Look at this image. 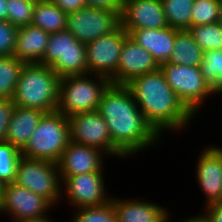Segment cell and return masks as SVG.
I'll list each match as a JSON object with an SVG mask.
<instances>
[{
  "label": "cell",
  "instance_id": "cell-15",
  "mask_svg": "<svg viewBox=\"0 0 222 222\" xmlns=\"http://www.w3.org/2000/svg\"><path fill=\"white\" fill-rule=\"evenodd\" d=\"M105 156L104 152L96 148L70 141L57 163L61 181L70 176L104 172Z\"/></svg>",
  "mask_w": 222,
  "mask_h": 222
},
{
  "label": "cell",
  "instance_id": "cell-33",
  "mask_svg": "<svg viewBox=\"0 0 222 222\" xmlns=\"http://www.w3.org/2000/svg\"><path fill=\"white\" fill-rule=\"evenodd\" d=\"M14 107L12 99H0V142L6 141L7 129Z\"/></svg>",
  "mask_w": 222,
  "mask_h": 222
},
{
  "label": "cell",
  "instance_id": "cell-17",
  "mask_svg": "<svg viewBox=\"0 0 222 222\" xmlns=\"http://www.w3.org/2000/svg\"><path fill=\"white\" fill-rule=\"evenodd\" d=\"M203 149L196 160L195 180L206 196L203 203L205 207L222 201V164L219 155L209 145Z\"/></svg>",
  "mask_w": 222,
  "mask_h": 222
},
{
  "label": "cell",
  "instance_id": "cell-13",
  "mask_svg": "<svg viewBox=\"0 0 222 222\" xmlns=\"http://www.w3.org/2000/svg\"><path fill=\"white\" fill-rule=\"evenodd\" d=\"M128 36L120 25L112 33L85 45L87 74L103 76L110 80L117 71L121 48Z\"/></svg>",
  "mask_w": 222,
  "mask_h": 222
},
{
  "label": "cell",
  "instance_id": "cell-22",
  "mask_svg": "<svg viewBox=\"0 0 222 222\" xmlns=\"http://www.w3.org/2000/svg\"><path fill=\"white\" fill-rule=\"evenodd\" d=\"M203 54V49L193 39L188 30H177L174 47L167 63L200 67Z\"/></svg>",
  "mask_w": 222,
  "mask_h": 222
},
{
  "label": "cell",
  "instance_id": "cell-23",
  "mask_svg": "<svg viewBox=\"0 0 222 222\" xmlns=\"http://www.w3.org/2000/svg\"><path fill=\"white\" fill-rule=\"evenodd\" d=\"M67 16L51 0L36 2L32 25L48 33H56L67 29Z\"/></svg>",
  "mask_w": 222,
  "mask_h": 222
},
{
  "label": "cell",
  "instance_id": "cell-16",
  "mask_svg": "<svg viewBox=\"0 0 222 222\" xmlns=\"http://www.w3.org/2000/svg\"><path fill=\"white\" fill-rule=\"evenodd\" d=\"M121 26L129 34L134 29L168 27L161 0H126L120 17Z\"/></svg>",
  "mask_w": 222,
  "mask_h": 222
},
{
  "label": "cell",
  "instance_id": "cell-14",
  "mask_svg": "<svg viewBox=\"0 0 222 222\" xmlns=\"http://www.w3.org/2000/svg\"><path fill=\"white\" fill-rule=\"evenodd\" d=\"M159 68L152 54L128 36L121 48L117 71L110 82L115 85H126L134 77L157 71Z\"/></svg>",
  "mask_w": 222,
  "mask_h": 222
},
{
  "label": "cell",
  "instance_id": "cell-9",
  "mask_svg": "<svg viewBox=\"0 0 222 222\" xmlns=\"http://www.w3.org/2000/svg\"><path fill=\"white\" fill-rule=\"evenodd\" d=\"M52 209L55 207L47 199L14 182L3 186L1 216L7 215L11 220L51 219L48 212Z\"/></svg>",
  "mask_w": 222,
  "mask_h": 222
},
{
  "label": "cell",
  "instance_id": "cell-27",
  "mask_svg": "<svg viewBox=\"0 0 222 222\" xmlns=\"http://www.w3.org/2000/svg\"><path fill=\"white\" fill-rule=\"evenodd\" d=\"M188 31L203 51L222 50V25L219 22L191 26Z\"/></svg>",
  "mask_w": 222,
  "mask_h": 222
},
{
  "label": "cell",
  "instance_id": "cell-26",
  "mask_svg": "<svg viewBox=\"0 0 222 222\" xmlns=\"http://www.w3.org/2000/svg\"><path fill=\"white\" fill-rule=\"evenodd\" d=\"M203 78L217 95L222 94V50L204 51L201 62Z\"/></svg>",
  "mask_w": 222,
  "mask_h": 222
},
{
  "label": "cell",
  "instance_id": "cell-2",
  "mask_svg": "<svg viewBox=\"0 0 222 222\" xmlns=\"http://www.w3.org/2000/svg\"><path fill=\"white\" fill-rule=\"evenodd\" d=\"M126 86L147 123L160 136L187 129L195 116L167 84L161 69L134 77Z\"/></svg>",
  "mask_w": 222,
  "mask_h": 222
},
{
  "label": "cell",
  "instance_id": "cell-4",
  "mask_svg": "<svg viewBox=\"0 0 222 222\" xmlns=\"http://www.w3.org/2000/svg\"><path fill=\"white\" fill-rule=\"evenodd\" d=\"M69 142L68 117L58 110L45 113L21 150V156L58 163Z\"/></svg>",
  "mask_w": 222,
  "mask_h": 222
},
{
  "label": "cell",
  "instance_id": "cell-21",
  "mask_svg": "<svg viewBox=\"0 0 222 222\" xmlns=\"http://www.w3.org/2000/svg\"><path fill=\"white\" fill-rule=\"evenodd\" d=\"M44 114L45 112L38 109L15 106L10 117L6 141L21 151Z\"/></svg>",
  "mask_w": 222,
  "mask_h": 222
},
{
  "label": "cell",
  "instance_id": "cell-7",
  "mask_svg": "<svg viewBox=\"0 0 222 222\" xmlns=\"http://www.w3.org/2000/svg\"><path fill=\"white\" fill-rule=\"evenodd\" d=\"M40 64L50 66L59 78L85 75L86 47L67 29L51 33Z\"/></svg>",
  "mask_w": 222,
  "mask_h": 222
},
{
  "label": "cell",
  "instance_id": "cell-20",
  "mask_svg": "<svg viewBox=\"0 0 222 222\" xmlns=\"http://www.w3.org/2000/svg\"><path fill=\"white\" fill-rule=\"evenodd\" d=\"M49 37L50 33L32 24L19 27L13 56L24 63H40Z\"/></svg>",
  "mask_w": 222,
  "mask_h": 222
},
{
  "label": "cell",
  "instance_id": "cell-8",
  "mask_svg": "<svg viewBox=\"0 0 222 222\" xmlns=\"http://www.w3.org/2000/svg\"><path fill=\"white\" fill-rule=\"evenodd\" d=\"M14 183L41 195L54 207L62 200V181L57 163L21 157Z\"/></svg>",
  "mask_w": 222,
  "mask_h": 222
},
{
  "label": "cell",
  "instance_id": "cell-43",
  "mask_svg": "<svg viewBox=\"0 0 222 222\" xmlns=\"http://www.w3.org/2000/svg\"><path fill=\"white\" fill-rule=\"evenodd\" d=\"M50 222H54V221L52 220V217H51V219H50ZM71 222H75L74 218L71 219Z\"/></svg>",
  "mask_w": 222,
  "mask_h": 222
},
{
  "label": "cell",
  "instance_id": "cell-29",
  "mask_svg": "<svg viewBox=\"0 0 222 222\" xmlns=\"http://www.w3.org/2000/svg\"><path fill=\"white\" fill-rule=\"evenodd\" d=\"M21 151L9 142H0V181L3 185L13 183Z\"/></svg>",
  "mask_w": 222,
  "mask_h": 222
},
{
  "label": "cell",
  "instance_id": "cell-34",
  "mask_svg": "<svg viewBox=\"0 0 222 222\" xmlns=\"http://www.w3.org/2000/svg\"><path fill=\"white\" fill-rule=\"evenodd\" d=\"M88 7H93L109 12L122 13V0H85Z\"/></svg>",
  "mask_w": 222,
  "mask_h": 222
},
{
  "label": "cell",
  "instance_id": "cell-38",
  "mask_svg": "<svg viewBox=\"0 0 222 222\" xmlns=\"http://www.w3.org/2000/svg\"><path fill=\"white\" fill-rule=\"evenodd\" d=\"M7 0H0V20L6 21L7 20Z\"/></svg>",
  "mask_w": 222,
  "mask_h": 222
},
{
  "label": "cell",
  "instance_id": "cell-18",
  "mask_svg": "<svg viewBox=\"0 0 222 222\" xmlns=\"http://www.w3.org/2000/svg\"><path fill=\"white\" fill-rule=\"evenodd\" d=\"M112 195L117 222H168L169 209L151 200L116 198Z\"/></svg>",
  "mask_w": 222,
  "mask_h": 222
},
{
  "label": "cell",
  "instance_id": "cell-30",
  "mask_svg": "<svg viewBox=\"0 0 222 222\" xmlns=\"http://www.w3.org/2000/svg\"><path fill=\"white\" fill-rule=\"evenodd\" d=\"M35 5L32 0H7V21L18 28L32 24Z\"/></svg>",
  "mask_w": 222,
  "mask_h": 222
},
{
  "label": "cell",
  "instance_id": "cell-5",
  "mask_svg": "<svg viewBox=\"0 0 222 222\" xmlns=\"http://www.w3.org/2000/svg\"><path fill=\"white\" fill-rule=\"evenodd\" d=\"M110 84L108 78L94 74L60 78L57 110L66 117L97 111L103 92Z\"/></svg>",
  "mask_w": 222,
  "mask_h": 222
},
{
  "label": "cell",
  "instance_id": "cell-28",
  "mask_svg": "<svg viewBox=\"0 0 222 222\" xmlns=\"http://www.w3.org/2000/svg\"><path fill=\"white\" fill-rule=\"evenodd\" d=\"M74 210L75 222H117L112 200L99 206H85Z\"/></svg>",
  "mask_w": 222,
  "mask_h": 222
},
{
  "label": "cell",
  "instance_id": "cell-37",
  "mask_svg": "<svg viewBox=\"0 0 222 222\" xmlns=\"http://www.w3.org/2000/svg\"><path fill=\"white\" fill-rule=\"evenodd\" d=\"M171 212H169L168 215V222H172V217H171ZM179 222H211L209 217L207 216V214L205 212H201L200 214H197L196 216H188L183 219H181V221Z\"/></svg>",
  "mask_w": 222,
  "mask_h": 222
},
{
  "label": "cell",
  "instance_id": "cell-11",
  "mask_svg": "<svg viewBox=\"0 0 222 222\" xmlns=\"http://www.w3.org/2000/svg\"><path fill=\"white\" fill-rule=\"evenodd\" d=\"M121 14L86 6L68 14L67 30L87 45L115 31L121 25Z\"/></svg>",
  "mask_w": 222,
  "mask_h": 222
},
{
  "label": "cell",
  "instance_id": "cell-6",
  "mask_svg": "<svg viewBox=\"0 0 222 222\" xmlns=\"http://www.w3.org/2000/svg\"><path fill=\"white\" fill-rule=\"evenodd\" d=\"M160 69L167 84L195 117L205 105L206 99L217 95L203 78L200 67L166 63L160 66Z\"/></svg>",
  "mask_w": 222,
  "mask_h": 222
},
{
  "label": "cell",
  "instance_id": "cell-1",
  "mask_svg": "<svg viewBox=\"0 0 222 222\" xmlns=\"http://www.w3.org/2000/svg\"><path fill=\"white\" fill-rule=\"evenodd\" d=\"M97 111L106 121L113 146L125 159L160 145L162 138L147 123L126 85L110 84Z\"/></svg>",
  "mask_w": 222,
  "mask_h": 222
},
{
  "label": "cell",
  "instance_id": "cell-19",
  "mask_svg": "<svg viewBox=\"0 0 222 222\" xmlns=\"http://www.w3.org/2000/svg\"><path fill=\"white\" fill-rule=\"evenodd\" d=\"M177 29H134L128 35L140 46L148 50L160 67L166 64L172 53Z\"/></svg>",
  "mask_w": 222,
  "mask_h": 222
},
{
  "label": "cell",
  "instance_id": "cell-10",
  "mask_svg": "<svg viewBox=\"0 0 222 222\" xmlns=\"http://www.w3.org/2000/svg\"><path fill=\"white\" fill-rule=\"evenodd\" d=\"M70 141L96 148L107 157H125L113 146L106 121L98 111L68 117Z\"/></svg>",
  "mask_w": 222,
  "mask_h": 222
},
{
  "label": "cell",
  "instance_id": "cell-35",
  "mask_svg": "<svg viewBox=\"0 0 222 222\" xmlns=\"http://www.w3.org/2000/svg\"><path fill=\"white\" fill-rule=\"evenodd\" d=\"M51 1L66 14H69L71 12H76L87 6L85 0H51Z\"/></svg>",
  "mask_w": 222,
  "mask_h": 222
},
{
  "label": "cell",
  "instance_id": "cell-36",
  "mask_svg": "<svg viewBox=\"0 0 222 222\" xmlns=\"http://www.w3.org/2000/svg\"><path fill=\"white\" fill-rule=\"evenodd\" d=\"M204 208L211 222H222V201L209 204Z\"/></svg>",
  "mask_w": 222,
  "mask_h": 222
},
{
  "label": "cell",
  "instance_id": "cell-3",
  "mask_svg": "<svg viewBox=\"0 0 222 222\" xmlns=\"http://www.w3.org/2000/svg\"><path fill=\"white\" fill-rule=\"evenodd\" d=\"M59 79L50 66L24 63L12 101L15 106L45 113L57 111Z\"/></svg>",
  "mask_w": 222,
  "mask_h": 222
},
{
  "label": "cell",
  "instance_id": "cell-32",
  "mask_svg": "<svg viewBox=\"0 0 222 222\" xmlns=\"http://www.w3.org/2000/svg\"><path fill=\"white\" fill-rule=\"evenodd\" d=\"M18 27L0 20V56H12L16 47Z\"/></svg>",
  "mask_w": 222,
  "mask_h": 222
},
{
  "label": "cell",
  "instance_id": "cell-25",
  "mask_svg": "<svg viewBox=\"0 0 222 222\" xmlns=\"http://www.w3.org/2000/svg\"><path fill=\"white\" fill-rule=\"evenodd\" d=\"M24 62L15 56H0V99H12Z\"/></svg>",
  "mask_w": 222,
  "mask_h": 222
},
{
  "label": "cell",
  "instance_id": "cell-31",
  "mask_svg": "<svg viewBox=\"0 0 222 222\" xmlns=\"http://www.w3.org/2000/svg\"><path fill=\"white\" fill-rule=\"evenodd\" d=\"M220 4L221 0H195L191 12V26L216 23Z\"/></svg>",
  "mask_w": 222,
  "mask_h": 222
},
{
  "label": "cell",
  "instance_id": "cell-41",
  "mask_svg": "<svg viewBox=\"0 0 222 222\" xmlns=\"http://www.w3.org/2000/svg\"><path fill=\"white\" fill-rule=\"evenodd\" d=\"M222 25V1L219 7V13H218V21Z\"/></svg>",
  "mask_w": 222,
  "mask_h": 222
},
{
  "label": "cell",
  "instance_id": "cell-44",
  "mask_svg": "<svg viewBox=\"0 0 222 222\" xmlns=\"http://www.w3.org/2000/svg\"><path fill=\"white\" fill-rule=\"evenodd\" d=\"M32 1L39 2V1H44V0H32Z\"/></svg>",
  "mask_w": 222,
  "mask_h": 222
},
{
  "label": "cell",
  "instance_id": "cell-40",
  "mask_svg": "<svg viewBox=\"0 0 222 222\" xmlns=\"http://www.w3.org/2000/svg\"><path fill=\"white\" fill-rule=\"evenodd\" d=\"M10 222H50V219L11 220Z\"/></svg>",
  "mask_w": 222,
  "mask_h": 222
},
{
  "label": "cell",
  "instance_id": "cell-12",
  "mask_svg": "<svg viewBox=\"0 0 222 222\" xmlns=\"http://www.w3.org/2000/svg\"><path fill=\"white\" fill-rule=\"evenodd\" d=\"M104 178V172H90L67 177L62 182V201L65 200L74 209L107 203L112 195L107 191Z\"/></svg>",
  "mask_w": 222,
  "mask_h": 222
},
{
  "label": "cell",
  "instance_id": "cell-39",
  "mask_svg": "<svg viewBox=\"0 0 222 222\" xmlns=\"http://www.w3.org/2000/svg\"><path fill=\"white\" fill-rule=\"evenodd\" d=\"M220 157V161H221V164H222V147L221 146H216L215 144L213 145H209Z\"/></svg>",
  "mask_w": 222,
  "mask_h": 222
},
{
  "label": "cell",
  "instance_id": "cell-42",
  "mask_svg": "<svg viewBox=\"0 0 222 222\" xmlns=\"http://www.w3.org/2000/svg\"><path fill=\"white\" fill-rule=\"evenodd\" d=\"M3 184L0 181V201H1V197H2V192H3Z\"/></svg>",
  "mask_w": 222,
  "mask_h": 222
},
{
  "label": "cell",
  "instance_id": "cell-24",
  "mask_svg": "<svg viewBox=\"0 0 222 222\" xmlns=\"http://www.w3.org/2000/svg\"><path fill=\"white\" fill-rule=\"evenodd\" d=\"M169 27L188 30L191 27L192 8L195 0H161Z\"/></svg>",
  "mask_w": 222,
  "mask_h": 222
}]
</instances>
